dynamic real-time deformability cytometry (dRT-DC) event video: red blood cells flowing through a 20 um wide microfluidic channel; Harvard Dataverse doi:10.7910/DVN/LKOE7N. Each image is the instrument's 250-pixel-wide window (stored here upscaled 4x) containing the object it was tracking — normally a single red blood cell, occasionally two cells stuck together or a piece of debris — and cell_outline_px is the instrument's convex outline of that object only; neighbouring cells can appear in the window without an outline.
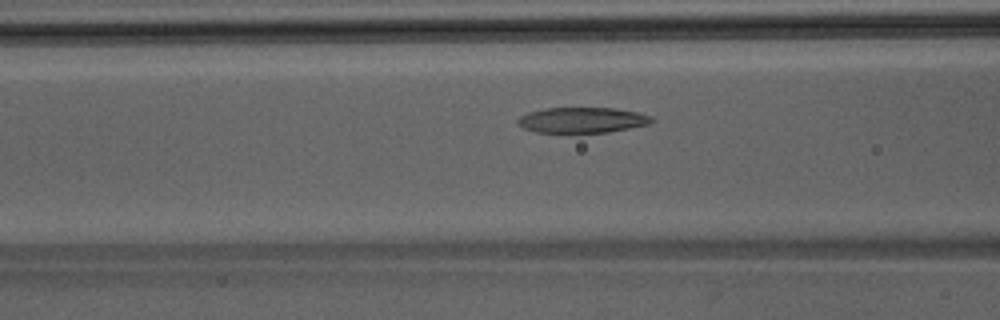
{"species": "Egyptian fruit bat (a non-hibernating species)", "species_latin": "Rousettus aegyptiacus", "temperature_condition": "room temperature", "stored_images_in_passage": 42, "camera_frame_rate_fps": 3000, "um_per_image_px": 0.085, "animal": {"sex": "male"}, "frame": {"image": 1, "passage_image": 13, "time_ms": 4.0, "image_size_px": [1000, 320], "cell_outline_px": [[656, 120], [648, 124], [608, 132], [536, 132], [524, 128], [516, 120], [520, 116], [528, 112], [544, 108], [616, 108], [636, 112], [652, 116]], "centroid_in_image_um": [49.5, 10.19], "position_along_channel_um": 117.1, "area_um2": 19.77}}
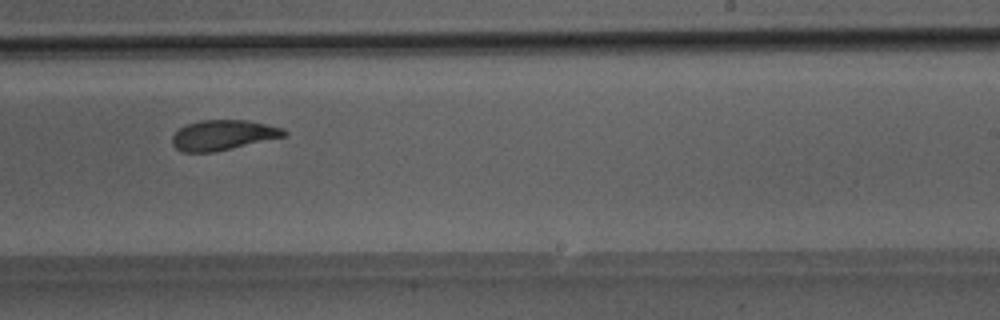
{"frame": {"image": 2, "passage_image": 24, "time_ms": 7.667, "image_size_px": [1000, 320], "cell_outline_px": [[288, 132], [284, 136], [212, 152], [180, 152], [172, 144], [172, 136], [184, 124], [200, 120], [244, 120], [264, 124], [280, 128]], "centroid_in_image_um": [18.87, 11.48], "position_along_channel_um": 270.1, "area_um2": 19.25}}
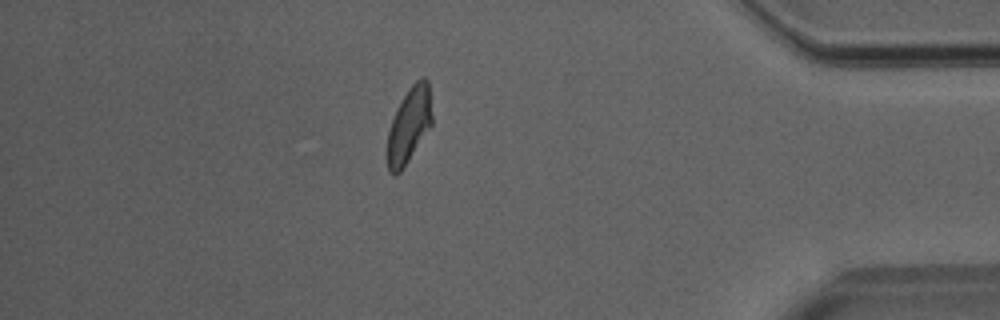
{"frame": {"image": 3, "passage_image": 36, "time_ms": 11.667, "image_size_px": [1000, 320], "cell_outline_px": [[432, 124], [400, 172], [396, 176], [388, 172], [388, 132], [392, 120], [408, 88], [420, 76], [424, 76], [428, 80], [432, 116]], "centroid_in_image_um": [34.79, 10.61], "position_along_channel_um": 400.4, "area_um2": 19.25}}